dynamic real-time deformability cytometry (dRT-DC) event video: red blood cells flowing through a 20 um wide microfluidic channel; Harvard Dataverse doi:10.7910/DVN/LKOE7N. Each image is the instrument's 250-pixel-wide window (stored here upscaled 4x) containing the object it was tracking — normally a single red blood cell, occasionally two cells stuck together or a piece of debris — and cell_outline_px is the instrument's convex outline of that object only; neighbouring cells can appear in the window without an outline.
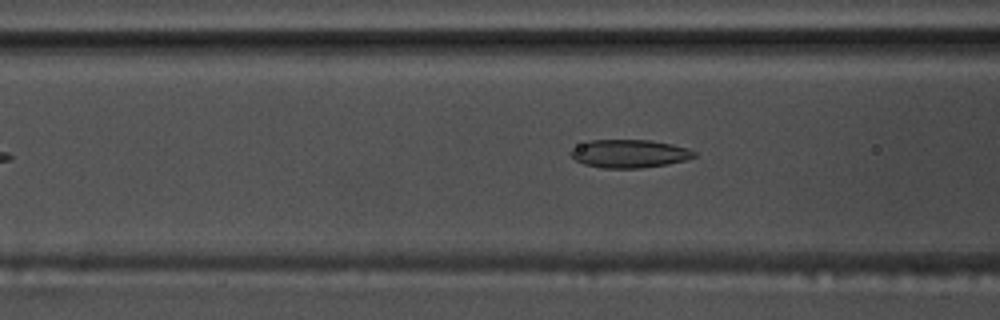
{"species": "common noctule bat (a hibernating species)", "species_latin": "Nyctalus noctula", "temperature_condition": "warm", "stored_images_in_passage": 39, "camera_frame_rate_fps": 3000, "um_per_image_px": 0.085, "animal": {"sex": "male", "body_mass_g": 17.5, "forearm_length_mm": 52.3}, "frame": {"image": 1, "passage_image": 9, "time_ms": 2.667, "image_size_px": [1000, 320], "cell_outline_px": [[696, 156], [684, 160], [668, 164], [640, 168], [600, 168], [584, 164], [576, 160], [572, 156], [572, 148], [588, 140], [652, 140], [672, 144], [688, 148], [696, 152]], "centroid_in_image_um": [53.51, 13.06], "position_along_channel_um": 113.1, "area_um2": 20.23}}
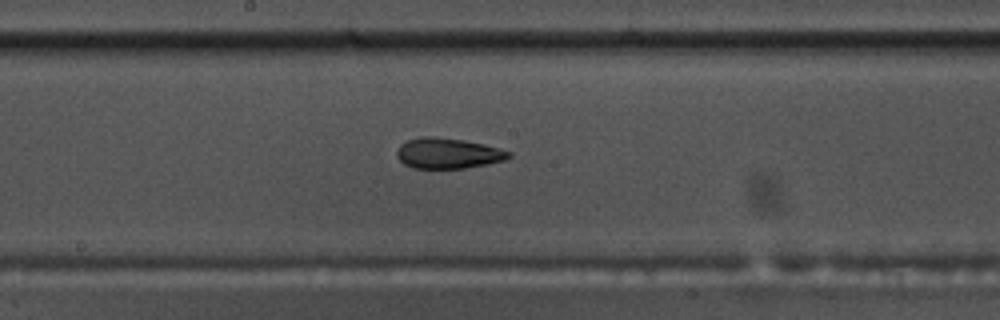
{"frame": {"image": 2, "passage_image": 17, "time_ms": 5.333, "image_size_px": [1000, 320], "cell_outline_px": [[512, 156], [504, 160], [488, 164], [464, 168], [412, 168], [404, 164], [396, 156], [396, 152], [400, 144], [408, 140], [420, 136], [436, 136], [464, 140], [484, 144], [500, 148], [512, 152]], "centroid_in_image_um": [38.08, 13.02], "position_along_channel_um": 210.1, "area_um2": 20.11}}
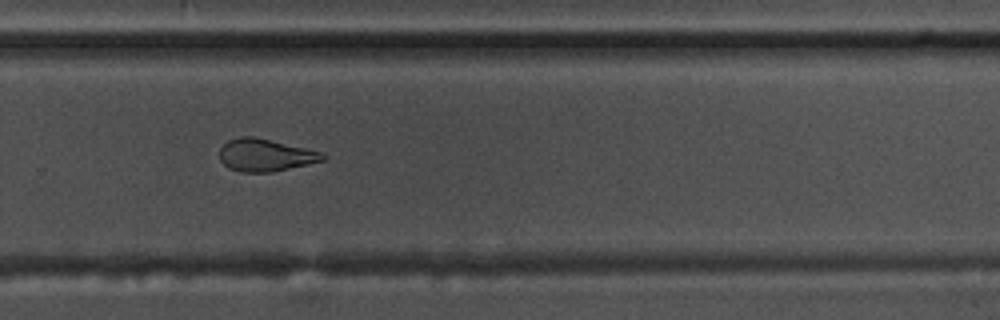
{"frame": {"image": 3, "passage_image": 25, "time_ms": 8.0, "image_size_px": [1000, 320], "cell_outline_px": [[328, 156], [324, 160], [308, 164], [272, 172], [240, 172], [228, 168], [220, 160], [220, 148], [228, 140], [240, 136], [252, 136], [324, 152]], "centroid_in_image_um": [22.56, 13.19], "position_along_channel_um": 307.2, "area_um2": 19.54}, "authors_computed_cell_mechanics": {"area_um2": 20.23, "velocity_mm_per_s": 3.6482, "shape_relaxation_time_tau1_ms": null, "shape_relaxation_time_tau2_ms": 3.1202, "deformation_change_tau1": null, "deformation_change_tau2": 0.1001}}